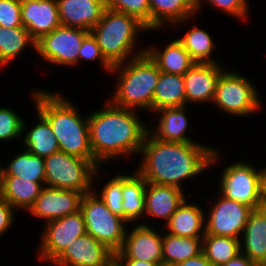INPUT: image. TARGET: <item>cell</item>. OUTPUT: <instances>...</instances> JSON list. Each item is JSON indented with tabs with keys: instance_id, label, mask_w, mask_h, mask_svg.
<instances>
[{
	"instance_id": "484cf974",
	"label": "cell",
	"mask_w": 266,
	"mask_h": 266,
	"mask_svg": "<svg viewBox=\"0 0 266 266\" xmlns=\"http://www.w3.org/2000/svg\"><path fill=\"white\" fill-rule=\"evenodd\" d=\"M147 181L135 170L122 175L123 219L133 224L145 214V191Z\"/></svg>"
},
{
	"instance_id": "44dd1931",
	"label": "cell",
	"mask_w": 266,
	"mask_h": 266,
	"mask_svg": "<svg viewBox=\"0 0 266 266\" xmlns=\"http://www.w3.org/2000/svg\"><path fill=\"white\" fill-rule=\"evenodd\" d=\"M150 5V30L163 29L165 23L182 25L196 12L195 0H148ZM180 24V25H179ZM161 27V28H160Z\"/></svg>"
},
{
	"instance_id": "52a82bcc",
	"label": "cell",
	"mask_w": 266,
	"mask_h": 266,
	"mask_svg": "<svg viewBox=\"0 0 266 266\" xmlns=\"http://www.w3.org/2000/svg\"><path fill=\"white\" fill-rule=\"evenodd\" d=\"M259 96L255 84L246 76L226 69L217 83L213 104L221 109L220 112L247 118L261 111L262 98Z\"/></svg>"
},
{
	"instance_id": "ffe728a7",
	"label": "cell",
	"mask_w": 266,
	"mask_h": 266,
	"mask_svg": "<svg viewBox=\"0 0 266 266\" xmlns=\"http://www.w3.org/2000/svg\"><path fill=\"white\" fill-rule=\"evenodd\" d=\"M240 252L258 266H266V207L250 214L241 235Z\"/></svg>"
},
{
	"instance_id": "e0dca14e",
	"label": "cell",
	"mask_w": 266,
	"mask_h": 266,
	"mask_svg": "<svg viewBox=\"0 0 266 266\" xmlns=\"http://www.w3.org/2000/svg\"><path fill=\"white\" fill-rule=\"evenodd\" d=\"M21 21L38 41L61 25L58 4L50 0H21Z\"/></svg>"
},
{
	"instance_id": "c3c4849f",
	"label": "cell",
	"mask_w": 266,
	"mask_h": 266,
	"mask_svg": "<svg viewBox=\"0 0 266 266\" xmlns=\"http://www.w3.org/2000/svg\"><path fill=\"white\" fill-rule=\"evenodd\" d=\"M50 1H54V2H57L58 3L60 0H50Z\"/></svg>"
},
{
	"instance_id": "9a60e30c",
	"label": "cell",
	"mask_w": 266,
	"mask_h": 266,
	"mask_svg": "<svg viewBox=\"0 0 266 266\" xmlns=\"http://www.w3.org/2000/svg\"><path fill=\"white\" fill-rule=\"evenodd\" d=\"M114 252L88 233L75 239L52 263V266H107Z\"/></svg>"
},
{
	"instance_id": "7402d4cb",
	"label": "cell",
	"mask_w": 266,
	"mask_h": 266,
	"mask_svg": "<svg viewBox=\"0 0 266 266\" xmlns=\"http://www.w3.org/2000/svg\"><path fill=\"white\" fill-rule=\"evenodd\" d=\"M189 108L186 106L182 107H172V108H163L155 111L160 113L161 117L159 118L158 125L152 126L149 129V132L157 139L166 142H195L188 136L187 129L188 123V112ZM155 127V128H154ZM151 130V131H150Z\"/></svg>"
},
{
	"instance_id": "b9f144b4",
	"label": "cell",
	"mask_w": 266,
	"mask_h": 266,
	"mask_svg": "<svg viewBox=\"0 0 266 266\" xmlns=\"http://www.w3.org/2000/svg\"><path fill=\"white\" fill-rule=\"evenodd\" d=\"M222 266H258L255 262L250 260L244 254L240 253L235 258L229 260Z\"/></svg>"
},
{
	"instance_id": "7a4b0ae2",
	"label": "cell",
	"mask_w": 266,
	"mask_h": 266,
	"mask_svg": "<svg viewBox=\"0 0 266 266\" xmlns=\"http://www.w3.org/2000/svg\"><path fill=\"white\" fill-rule=\"evenodd\" d=\"M135 112L107 100L102 109L88 115L90 145L99 167L117 157L139 155L149 129Z\"/></svg>"
},
{
	"instance_id": "d6a6232c",
	"label": "cell",
	"mask_w": 266,
	"mask_h": 266,
	"mask_svg": "<svg viewBox=\"0 0 266 266\" xmlns=\"http://www.w3.org/2000/svg\"><path fill=\"white\" fill-rule=\"evenodd\" d=\"M211 36L205 29L194 25L178 40L196 63H219L215 61V57L212 58L215 43H213Z\"/></svg>"
},
{
	"instance_id": "4316f807",
	"label": "cell",
	"mask_w": 266,
	"mask_h": 266,
	"mask_svg": "<svg viewBox=\"0 0 266 266\" xmlns=\"http://www.w3.org/2000/svg\"><path fill=\"white\" fill-rule=\"evenodd\" d=\"M36 114L38 121L28 132H25L27 125L26 121H23L22 135L25 133L23 149L35 156L45 158L59 151V144L47 120L38 111Z\"/></svg>"
},
{
	"instance_id": "cb8c5ba5",
	"label": "cell",
	"mask_w": 266,
	"mask_h": 266,
	"mask_svg": "<svg viewBox=\"0 0 266 266\" xmlns=\"http://www.w3.org/2000/svg\"><path fill=\"white\" fill-rule=\"evenodd\" d=\"M45 182H33L17 176H1L0 196L13 208L28 211Z\"/></svg>"
},
{
	"instance_id": "8d00e7d4",
	"label": "cell",
	"mask_w": 266,
	"mask_h": 266,
	"mask_svg": "<svg viewBox=\"0 0 266 266\" xmlns=\"http://www.w3.org/2000/svg\"><path fill=\"white\" fill-rule=\"evenodd\" d=\"M211 5L212 7H216L215 9H219L224 13H228L232 17H237L239 20H245L249 16V1L248 0H195L196 4V12H198L201 7L203 8V4ZM249 3V4H248Z\"/></svg>"
},
{
	"instance_id": "d4e9b609",
	"label": "cell",
	"mask_w": 266,
	"mask_h": 266,
	"mask_svg": "<svg viewBox=\"0 0 266 266\" xmlns=\"http://www.w3.org/2000/svg\"><path fill=\"white\" fill-rule=\"evenodd\" d=\"M146 53L155 62L161 72L184 75L196 62L176 38L164 47H146Z\"/></svg>"
},
{
	"instance_id": "60d3db41",
	"label": "cell",
	"mask_w": 266,
	"mask_h": 266,
	"mask_svg": "<svg viewBox=\"0 0 266 266\" xmlns=\"http://www.w3.org/2000/svg\"><path fill=\"white\" fill-rule=\"evenodd\" d=\"M176 266H213V265L206 259V256L202 252L198 256L183 261L182 263H179Z\"/></svg>"
},
{
	"instance_id": "6da1fadb",
	"label": "cell",
	"mask_w": 266,
	"mask_h": 266,
	"mask_svg": "<svg viewBox=\"0 0 266 266\" xmlns=\"http://www.w3.org/2000/svg\"><path fill=\"white\" fill-rule=\"evenodd\" d=\"M214 147L196 142H166L155 138L149 131L139 155L136 171L147 181L157 185L183 189L182 182L190 180L214 167L222 156Z\"/></svg>"
},
{
	"instance_id": "9c48e42d",
	"label": "cell",
	"mask_w": 266,
	"mask_h": 266,
	"mask_svg": "<svg viewBox=\"0 0 266 266\" xmlns=\"http://www.w3.org/2000/svg\"><path fill=\"white\" fill-rule=\"evenodd\" d=\"M219 180L220 194L254 210L264 207L262 199V169L250 162L237 161L224 168Z\"/></svg>"
},
{
	"instance_id": "5bb4252c",
	"label": "cell",
	"mask_w": 266,
	"mask_h": 266,
	"mask_svg": "<svg viewBox=\"0 0 266 266\" xmlns=\"http://www.w3.org/2000/svg\"><path fill=\"white\" fill-rule=\"evenodd\" d=\"M83 195V193L76 190L44 185L28 212L31 216L43 219L46 222L62 218L80 210Z\"/></svg>"
},
{
	"instance_id": "bcb514c9",
	"label": "cell",
	"mask_w": 266,
	"mask_h": 266,
	"mask_svg": "<svg viewBox=\"0 0 266 266\" xmlns=\"http://www.w3.org/2000/svg\"><path fill=\"white\" fill-rule=\"evenodd\" d=\"M0 163H2V162L0 161ZM1 176H2V166L0 164V181H1Z\"/></svg>"
},
{
	"instance_id": "7bdbcfd3",
	"label": "cell",
	"mask_w": 266,
	"mask_h": 266,
	"mask_svg": "<svg viewBox=\"0 0 266 266\" xmlns=\"http://www.w3.org/2000/svg\"><path fill=\"white\" fill-rule=\"evenodd\" d=\"M124 266H160L158 263L142 262L139 260H119Z\"/></svg>"
},
{
	"instance_id": "4fadbf2b",
	"label": "cell",
	"mask_w": 266,
	"mask_h": 266,
	"mask_svg": "<svg viewBox=\"0 0 266 266\" xmlns=\"http://www.w3.org/2000/svg\"><path fill=\"white\" fill-rule=\"evenodd\" d=\"M128 232V233H127ZM162 236L153 226L139 223L127 230L121 249L114 253L118 260H139L162 264Z\"/></svg>"
},
{
	"instance_id": "f35d334b",
	"label": "cell",
	"mask_w": 266,
	"mask_h": 266,
	"mask_svg": "<svg viewBox=\"0 0 266 266\" xmlns=\"http://www.w3.org/2000/svg\"><path fill=\"white\" fill-rule=\"evenodd\" d=\"M0 26L24 27L21 21V0H0Z\"/></svg>"
},
{
	"instance_id": "7dc6e473",
	"label": "cell",
	"mask_w": 266,
	"mask_h": 266,
	"mask_svg": "<svg viewBox=\"0 0 266 266\" xmlns=\"http://www.w3.org/2000/svg\"><path fill=\"white\" fill-rule=\"evenodd\" d=\"M160 266H174V265L161 264Z\"/></svg>"
},
{
	"instance_id": "836d02e7",
	"label": "cell",
	"mask_w": 266,
	"mask_h": 266,
	"mask_svg": "<svg viewBox=\"0 0 266 266\" xmlns=\"http://www.w3.org/2000/svg\"><path fill=\"white\" fill-rule=\"evenodd\" d=\"M110 10L136 17L150 31V5L148 0H104Z\"/></svg>"
},
{
	"instance_id": "603a6c76",
	"label": "cell",
	"mask_w": 266,
	"mask_h": 266,
	"mask_svg": "<svg viewBox=\"0 0 266 266\" xmlns=\"http://www.w3.org/2000/svg\"><path fill=\"white\" fill-rule=\"evenodd\" d=\"M203 211L196 203H188L186 198L164 228L175 236L203 238L205 235V213Z\"/></svg>"
},
{
	"instance_id": "d590c367",
	"label": "cell",
	"mask_w": 266,
	"mask_h": 266,
	"mask_svg": "<svg viewBox=\"0 0 266 266\" xmlns=\"http://www.w3.org/2000/svg\"><path fill=\"white\" fill-rule=\"evenodd\" d=\"M23 117L9 107H0V141L21 138Z\"/></svg>"
},
{
	"instance_id": "74e56055",
	"label": "cell",
	"mask_w": 266,
	"mask_h": 266,
	"mask_svg": "<svg viewBox=\"0 0 266 266\" xmlns=\"http://www.w3.org/2000/svg\"><path fill=\"white\" fill-rule=\"evenodd\" d=\"M83 59L93 62L99 60L100 65H102L104 70L108 71L109 73L113 68L103 57L100 47L98 46V42L91 32L83 39L79 49L78 63H81Z\"/></svg>"
},
{
	"instance_id": "ab89813d",
	"label": "cell",
	"mask_w": 266,
	"mask_h": 266,
	"mask_svg": "<svg viewBox=\"0 0 266 266\" xmlns=\"http://www.w3.org/2000/svg\"><path fill=\"white\" fill-rule=\"evenodd\" d=\"M15 208L0 196V237L12 228L15 221Z\"/></svg>"
},
{
	"instance_id": "e575fe53",
	"label": "cell",
	"mask_w": 266,
	"mask_h": 266,
	"mask_svg": "<svg viewBox=\"0 0 266 266\" xmlns=\"http://www.w3.org/2000/svg\"><path fill=\"white\" fill-rule=\"evenodd\" d=\"M103 189L97 193L93 186V192L105 203L114 214L123 218L122 175L117 174L105 182Z\"/></svg>"
},
{
	"instance_id": "ba28073f",
	"label": "cell",
	"mask_w": 266,
	"mask_h": 266,
	"mask_svg": "<svg viewBox=\"0 0 266 266\" xmlns=\"http://www.w3.org/2000/svg\"><path fill=\"white\" fill-rule=\"evenodd\" d=\"M80 211L84 217L86 233L114 253L118 252L125 239L127 222L112 213L93 191L83 195Z\"/></svg>"
},
{
	"instance_id": "83f0119b",
	"label": "cell",
	"mask_w": 266,
	"mask_h": 266,
	"mask_svg": "<svg viewBox=\"0 0 266 266\" xmlns=\"http://www.w3.org/2000/svg\"><path fill=\"white\" fill-rule=\"evenodd\" d=\"M186 106L184 76L160 71L153 95L152 112Z\"/></svg>"
},
{
	"instance_id": "d6986e66",
	"label": "cell",
	"mask_w": 266,
	"mask_h": 266,
	"mask_svg": "<svg viewBox=\"0 0 266 266\" xmlns=\"http://www.w3.org/2000/svg\"><path fill=\"white\" fill-rule=\"evenodd\" d=\"M185 199L184 190L178 187L147 182L144 216L164 219L166 225Z\"/></svg>"
},
{
	"instance_id": "8992f818",
	"label": "cell",
	"mask_w": 266,
	"mask_h": 266,
	"mask_svg": "<svg viewBox=\"0 0 266 266\" xmlns=\"http://www.w3.org/2000/svg\"><path fill=\"white\" fill-rule=\"evenodd\" d=\"M44 160L45 186L76 190L83 194L93 191L94 177L102 168L95 160H87L60 150Z\"/></svg>"
},
{
	"instance_id": "4dcf8cb0",
	"label": "cell",
	"mask_w": 266,
	"mask_h": 266,
	"mask_svg": "<svg viewBox=\"0 0 266 266\" xmlns=\"http://www.w3.org/2000/svg\"><path fill=\"white\" fill-rule=\"evenodd\" d=\"M2 176H17L33 182H45V160L24 149L2 167Z\"/></svg>"
},
{
	"instance_id": "ac0fdd59",
	"label": "cell",
	"mask_w": 266,
	"mask_h": 266,
	"mask_svg": "<svg viewBox=\"0 0 266 266\" xmlns=\"http://www.w3.org/2000/svg\"><path fill=\"white\" fill-rule=\"evenodd\" d=\"M57 4L62 26L87 31L101 20L106 9L104 0H60Z\"/></svg>"
},
{
	"instance_id": "3957f363",
	"label": "cell",
	"mask_w": 266,
	"mask_h": 266,
	"mask_svg": "<svg viewBox=\"0 0 266 266\" xmlns=\"http://www.w3.org/2000/svg\"><path fill=\"white\" fill-rule=\"evenodd\" d=\"M31 94L35 110L51 126L59 150L87 160H95L90 145L88 115H80L75 104L59 93L45 89L33 91Z\"/></svg>"
},
{
	"instance_id": "5b68a950",
	"label": "cell",
	"mask_w": 266,
	"mask_h": 266,
	"mask_svg": "<svg viewBox=\"0 0 266 266\" xmlns=\"http://www.w3.org/2000/svg\"><path fill=\"white\" fill-rule=\"evenodd\" d=\"M142 31L149 30L136 17L106 8L90 32L96 38L103 57L113 67L146 52L145 47L133 51Z\"/></svg>"
},
{
	"instance_id": "8fae6325",
	"label": "cell",
	"mask_w": 266,
	"mask_h": 266,
	"mask_svg": "<svg viewBox=\"0 0 266 266\" xmlns=\"http://www.w3.org/2000/svg\"><path fill=\"white\" fill-rule=\"evenodd\" d=\"M44 231L38 247V259L52 262L73 242L86 233L82 212L44 222Z\"/></svg>"
},
{
	"instance_id": "30bf717a",
	"label": "cell",
	"mask_w": 266,
	"mask_h": 266,
	"mask_svg": "<svg viewBox=\"0 0 266 266\" xmlns=\"http://www.w3.org/2000/svg\"><path fill=\"white\" fill-rule=\"evenodd\" d=\"M90 31L60 25L36 41V53L52 65L75 66L83 39Z\"/></svg>"
},
{
	"instance_id": "277c9868",
	"label": "cell",
	"mask_w": 266,
	"mask_h": 266,
	"mask_svg": "<svg viewBox=\"0 0 266 266\" xmlns=\"http://www.w3.org/2000/svg\"><path fill=\"white\" fill-rule=\"evenodd\" d=\"M117 83L113 96L108 99L119 108L152 112L153 95L160 76L155 62L145 52L119 65L113 66Z\"/></svg>"
},
{
	"instance_id": "f6af8a7d",
	"label": "cell",
	"mask_w": 266,
	"mask_h": 266,
	"mask_svg": "<svg viewBox=\"0 0 266 266\" xmlns=\"http://www.w3.org/2000/svg\"><path fill=\"white\" fill-rule=\"evenodd\" d=\"M107 266H124L115 256L108 262Z\"/></svg>"
},
{
	"instance_id": "f546056e",
	"label": "cell",
	"mask_w": 266,
	"mask_h": 266,
	"mask_svg": "<svg viewBox=\"0 0 266 266\" xmlns=\"http://www.w3.org/2000/svg\"><path fill=\"white\" fill-rule=\"evenodd\" d=\"M28 45L36 50V41L25 27L0 26V68L6 67L17 56H21Z\"/></svg>"
},
{
	"instance_id": "7c38bea8",
	"label": "cell",
	"mask_w": 266,
	"mask_h": 266,
	"mask_svg": "<svg viewBox=\"0 0 266 266\" xmlns=\"http://www.w3.org/2000/svg\"><path fill=\"white\" fill-rule=\"evenodd\" d=\"M209 210V216L205 215V233L237 239L241 238L249 216L254 211L252 207L221 194Z\"/></svg>"
},
{
	"instance_id": "1f68e13d",
	"label": "cell",
	"mask_w": 266,
	"mask_h": 266,
	"mask_svg": "<svg viewBox=\"0 0 266 266\" xmlns=\"http://www.w3.org/2000/svg\"><path fill=\"white\" fill-rule=\"evenodd\" d=\"M203 253L213 266H222L240 254V239L207 234L202 238Z\"/></svg>"
},
{
	"instance_id": "f1b7e54d",
	"label": "cell",
	"mask_w": 266,
	"mask_h": 266,
	"mask_svg": "<svg viewBox=\"0 0 266 266\" xmlns=\"http://www.w3.org/2000/svg\"><path fill=\"white\" fill-rule=\"evenodd\" d=\"M162 236V264L178 265L203 252L202 238L179 237L170 233Z\"/></svg>"
},
{
	"instance_id": "ee69618b",
	"label": "cell",
	"mask_w": 266,
	"mask_h": 266,
	"mask_svg": "<svg viewBox=\"0 0 266 266\" xmlns=\"http://www.w3.org/2000/svg\"><path fill=\"white\" fill-rule=\"evenodd\" d=\"M261 185H262V199L264 202V207H266V167L262 168Z\"/></svg>"
},
{
	"instance_id": "2e32d148",
	"label": "cell",
	"mask_w": 266,
	"mask_h": 266,
	"mask_svg": "<svg viewBox=\"0 0 266 266\" xmlns=\"http://www.w3.org/2000/svg\"><path fill=\"white\" fill-rule=\"evenodd\" d=\"M220 63H195L183 76L186 105L213 102L217 83L225 69Z\"/></svg>"
}]
</instances>
